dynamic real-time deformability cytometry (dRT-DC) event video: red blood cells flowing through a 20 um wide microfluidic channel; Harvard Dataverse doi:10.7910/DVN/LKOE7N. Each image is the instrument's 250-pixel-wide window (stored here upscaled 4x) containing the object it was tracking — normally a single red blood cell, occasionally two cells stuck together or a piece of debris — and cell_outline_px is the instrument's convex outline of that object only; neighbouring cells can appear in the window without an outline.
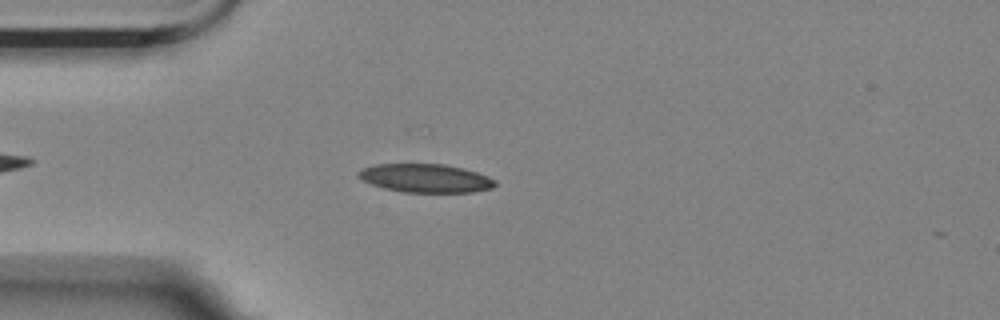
{"species": "Egyptian fruit bat (a non-hibernating species)", "species_latin": "Rousettus aegyptiacus", "temperature_condition": "room temperature", "stored_images_in_passage": 5, "camera_frame_rate_fps": 3000, "um_per_image_px": 0.085, "animal": {"sex": "female"}, "frame": {"image": 1, "passage_image": 5, "time_ms": 4.667, "image_size_px": [1000, 320], "cell_outline_px": [[496, 184], [492, 188], [472, 192], [404, 192], [384, 188], [372, 184], [356, 176], [356, 172], [360, 168], [372, 164], [444, 164], [464, 168], [488, 176], [496, 180]], "centroid_in_image_um": [36.14, 15.13], "position_along_channel_um": 48.9, "area_um2": 22.83}}